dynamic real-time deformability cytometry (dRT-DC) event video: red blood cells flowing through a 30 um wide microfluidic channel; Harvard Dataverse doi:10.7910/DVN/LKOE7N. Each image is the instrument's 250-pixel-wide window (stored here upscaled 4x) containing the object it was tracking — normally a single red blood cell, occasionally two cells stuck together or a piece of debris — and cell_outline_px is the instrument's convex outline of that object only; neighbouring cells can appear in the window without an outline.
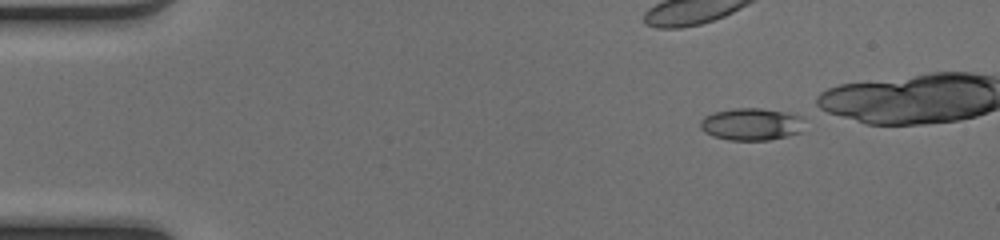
{"species": "common noctule bat (a hibernating species)", "species_latin": "Nyctalus noctula", "temperature_condition": "cold", "stored_images_in_passage": 35, "camera_frame_rate_fps": 3000, "um_per_image_px": 0.085, "animal": {"sex": "female", "body_mass_g": 17.0, "forearm_length_mm": 48.0}, "frame": {"image": 1, "passage_image": 1, "time_ms": 0.0, "image_size_px": [1000, 240], "cell_outline_px": [[800, 132], [788, 136], [768, 140], [728, 140], [712, 136], [704, 132], [700, 128], [700, 120], [704, 116], [712, 112], [732, 108], [760, 108], [784, 112], [800, 116]], "centroid_in_image_um": [63.76, 10.56], "position_along_channel_um": 21.2, "area_um2": 19.48}}